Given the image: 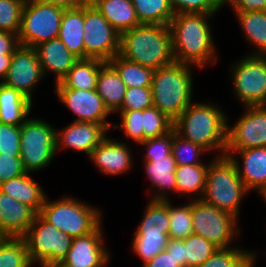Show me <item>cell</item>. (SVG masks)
<instances>
[{
    "label": "cell",
    "mask_w": 266,
    "mask_h": 267,
    "mask_svg": "<svg viewBox=\"0 0 266 267\" xmlns=\"http://www.w3.org/2000/svg\"><path fill=\"white\" fill-rule=\"evenodd\" d=\"M108 132L102 124L72 121L63 130L56 131V151L72 149L85 152L89 157L94 148L107 137Z\"/></svg>",
    "instance_id": "17"
},
{
    "label": "cell",
    "mask_w": 266,
    "mask_h": 267,
    "mask_svg": "<svg viewBox=\"0 0 266 267\" xmlns=\"http://www.w3.org/2000/svg\"><path fill=\"white\" fill-rule=\"evenodd\" d=\"M192 65L173 63L154 70L152 76L153 106L173 122L192 103Z\"/></svg>",
    "instance_id": "4"
},
{
    "label": "cell",
    "mask_w": 266,
    "mask_h": 267,
    "mask_svg": "<svg viewBox=\"0 0 266 267\" xmlns=\"http://www.w3.org/2000/svg\"><path fill=\"white\" fill-rule=\"evenodd\" d=\"M142 122L144 141L163 136L173 129V121L155 106L143 110Z\"/></svg>",
    "instance_id": "40"
},
{
    "label": "cell",
    "mask_w": 266,
    "mask_h": 267,
    "mask_svg": "<svg viewBox=\"0 0 266 267\" xmlns=\"http://www.w3.org/2000/svg\"><path fill=\"white\" fill-rule=\"evenodd\" d=\"M64 9H71L92 4V0H41Z\"/></svg>",
    "instance_id": "52"
},
{
    "label": "cell",
    "mask_w": 266,
    "mask_h": 267,
    "mask_svg": "<svg viewBox=\"0 0 266 267\" xmlns=\"http://www.w3.org/2000/svg\"><path fill=\"white\" fill-rule=\"evenodd\" d=\"M104 238L101 225L91 234L73 238L71 248L57 267H106L111 256Z\"/></svg>",
    "instance_id": "16"
},
{
    "label": "cell",
    "mask_w": 266,
    "mask_h": 267,
    "mask_svg": "<svg viewBox=\"0 0 266 267\" xmlns=\"http://www.w3.org/2000/svg\"><path fill=\"white\" fill-rule=\"evenodd\" d=\"M0 191L15 198L19 202L31 207L39 214L46 199V193L31 173H24L19 177L0 184Z\"/></svg>",
    "instance_id": "23"
},
{
    "label": "cell",
    "mask_w": 266,
    "mask_h": 267,
    "mask_svg": "<svg viewBox=\"0 0 266 267\" xmlns=\"http://www.w3.org/2000/svg\"><path fill=\"white\" fill-rule=\"evenodd\" d=\"M126 142L106 137L98 144L88 157L96 168L105 175L117 176L130 171L133 166L131 149Z\"/></svg>",
    "instance_id": "19"
},
{
    "label": "cell",
    "mask_w": 266,
    "mask_h": 267,
    "mask_svg": "<svg viewBox=\"0 0 266 267\" xmlns=\"http://www.w3.org/2000/svg\"><path fill=\"white\" fill-rule=\"evenodd\" d=\"M182 206H173L169 200V238L183 240L193 234L192 199Z\"/></svg>",
    "instance_id": "36"
},
{
    "label": "cell",
    "mask_w": 266,
    "mask_h": 267,
    "mask_svg": "<svg viewBox=\"0 0 266 267\" xmlns=\"http://www.w3.org/2000/svg\"><path fill=\"white\" fill-rule=\"evenodd\" d=\"M47 198L48 196L39 215L72 239L93 233L102 223V210L95 206L71 196H64L56 201Z\"/></svg>",
    "instance_id": "6"
},
{
    "label": "cell",
    "mask_w": 266,
    "mask_h": 267,
    "mask_svg": "<svg viewBox=\"0 0 266 267\" xmlns=\"http://www.w3.org/2000/svg\"><path fill=\"white\" fill-rule=\"evenodd\" d=\"M84 46L85 58L109 62L120 53L121 34L93 5H84Z\"/></svg>",
    "instance_id": "12"
},
{
    "label": "cell",
    "mask_w": 266,
    "mask_h": 267,
    "mask_svg": "<svg viewBox=\"0 0 266 267\" xmlns=\"http://www.w3.org/2000/svg\"><path fill=\"white\" fill-rule=\"evenodd\" d=\"M174 13L217 14L224 0H169Z\"/></svg>",
    "instance_id": "43"
},
{
    "label": "cell",
    "mask_w": 266,
    "mask_h": 267,
    "mask_svg": "<svg viewBox=\"0 0 266 267\" xmlns=\"http://www.w3.org/2000/svg\"><path fill=\"white\" fill-rule=\"evenodd\" d=\"M183 242L187 267H199L218 249L213 243L194 233L183 239Z\"/></svg>",
    "instance_id": "37"
},
{
    "label": "cell",
    "mask_w": 266,
    "mask_h": 267,
    "mask_svg": "<svg viewBox=\"0 0 266 267\" xmlns=\"http://www.w3.org/2000/svg\"><path fill=\"white\" fill-rule=\"evenodd\" d=\"M21 153L27 173L39 172L52 162L57 154L56 129L42 118H28L20 126Z\"/></svg>",
    "instance_id": "8"
},
{
    "label": "cell",
    "mask_w": 266,
    "mask_h": 267,
    "mask_svg": "<svg viewBox=\"0 0 266 267\" xmlns=\"http://www.w3.org/2000/svg\"><path fill=\"white\" fill-rule=\"evenodd\" d=\"M245 39L256 48L251 55H266V11H234Z\"/></svg>",
    "instance_id": "30"
},
{
    "label": "cell",
    "mask_w": 266,
    "mask_h": 267,
    "mask_svg": "<svg viewBox=\"0 0 266 267\" xmlns=\"http://www.w3.org/2000/svg\"><path fill=\"white\" fill-rule=\"evenodd\" d=\"M121 117V124H113L115 129H123L126 139H131L136 144L144 141V130L142 122L143 110L116 111Z\"/></svg>",
    "instance_id": "42"
},
{
    "label": "cell",
    "mask_w": 266,
    "mask_h": 267,
    "mask_svg": "<svg viewBox=\"0 0 266 267\" xmlns=\"http://www.w3.org/2000/svg\"><path fill=\"white\" fill-rule=\"evenodd\" d=\"M184 248L185 245L183 240L172 238L169 239L168 245L166 246V250L169 252V255H172V257L180 267H187Z\"/></svg>",
    "instance_id": "49"
},
{
    "label": "cell",
    "mask_w": 266,
    "mask_h": 267,
    "mask_svg": "<svg viewBox=\"0 0 266 267\" xmlns=\"http://www.w3.org/2000/svg\"><path fill=\"white\" fill-rule=\"evenodd\" d=\"M103 63L104 61L95 58H79L55 87L96 90L99 70Z\"/></svg>",
    "instance_id": "28"
},
{
    "label": "cell",
    "mask_w": 266,
    "mask_h": 267,
    "mask_svg": "<svg viewBox=\"0 0 266 267\" xmlns=\"http://www.w3.org/2000/svg\"><path fill=\"white\" fill-rule=\"evenodd\" d=\"M208 153L206 149L198 144L183 139L179 136L173 128V143H172V155L176 161V165H191V164H209L200 161V157L203 154Z\"/></svg>",
    "instance_id": "38"
},
{
    "label": "cell",
    "mask_w": 266,
    "mask_h": 267,
    "mask_svg": "<svg viewBox=\"0 0 266 267\" xmlns=\"http://www.w3.org/2000/svg\"><path fill=\"white\" fill-rule=\"evenodd\" d=\"M32 105L19 91L0 82V123L21 126L29 118Z\"/></svg>",
    "instance_id": "26"
},
{
    "label": "cell",
    "mask_w": 266,
    "mask_h": 267,
    "mask_svg": "<svg viewBox=\"0 0 266 267\" xmlns=\"http://www.w3.org/2000/svg\"><path fill=\"white\" fill-rule=\"evenodd\" d=\"M257 252L240 247L218 248L199 267H254Z\"/></svg>",
    "instance_id": "33"
},
{
    "label": "cell",
    "mask_w": 266,
    "mask_h": 267,
    "mask_svg": "<svg viewBox=\"0 0 266 267\" xmlns=\"http://www.w3.org/2000/svg\"><path fill=\"white\" fill-rule=\"evenodd\" d=\"M27 173L20 155H0V184Z\"/></svg>",
    "instance_id": "47"
},
{
    "label": "cell",
    "mask_w": 266,
    "mask_h": 267,
    "mask_svg": "<svg viewBox=\"0 0 266 267\" xmlns=\"http://www.w3.org/2000/svg\"><path fill=\"white\" fill-rule=\"evenodd\" d=\"M214 14L175 13L169 24L176 63L198 68L216 64L217 53L209 19Z\"/></svg>",
    "instance_id": "1"
},
{
    "label": "cell",
    "mask_w": 266,
    "mask_h": 267,
    "mask_svg": "<svg viewBox=\"0 0 266 267\" xmlns=\"http://www.w3.org/2000/svg\"><path fill=\"white\" fill-rule=\"evenodd\" d=\"M109 63L115 68L126 88L151 87L154 70L129 61L120 54L115 55Z\"/></svg>",
    "instance_id": "32"
},
{
    "label": "cell",
    "mask_w": 266,
    "mask_h": 267,
    "mask_svg": "<svg viewBox=\"0 0 266 267\" xmlns=\"http://www.w3.org/2000/svg\"><path fill=\"white\" fill-rule=\"evenodd\" d=\"M142 267H180L172 255L165 249L159 252L153 259L142 265Z\"/></svg>",
    "instance_id": "51"
},
{
    "label": "cell",
    "mask_w": 266,
    "mask_h": 267,
    "mask_svg": "<svg viewBox=\"0 0 266 267\" xmlns=\"http://www.w3.org/2000/svg\"><path fill=\"white\" fill-rule=\"evenodd\" d=\"M64 8L41 0H26L21 14L19 44L35 47L58 37Z\"/></svg>",
    "instance_id": "9"
},
{
    "label": "cell",
    "mask_w": 266,
    "mask_h": 267,
    "mask_svg": "<svg viewBox=\"0 0 266 267\" xmlns=\"http://www.w3.org/2000/svg\"><path fill=\"white\" fill-rule=\"evenodd\" d=\"M23 238L0 237V267H31Z\"/></svg>",
    "instance_id": "35"
},
{
    "label": "cell",
    "mask_w": 266,
    "mask_h": 267,
    "mask_svg": "<svg viewBox=\"0 0 266 267\" xmlns=\"http://www.w3.org/2000/svg\"><path fill=\"white\" fill-rule=\"evenodd\" d=\"M172 143L173 129L163 136L147 139L138 145H142L147 149L144 158H166L171 154Z\"/></svg>",
    "instance_id": "46"
},
{
    "label": "cell",
    "mask_w": 266,
    "mask_h": 267,
    "mask_svg": "<svg viewBox=\"0 0 266 267\" xmlns=\"http://www.w3.org/2000/svg\"><path fill=\"white\" fill-rule=\"evenodd\" d=\"M96 91L111 114L121 107L126 85L109 62H104L100 67Z\"/></svg>",
    "instance_id": "27"
},
{
    "label": "cell",
    "mask_w": 266,
    "mask_h": 267,
    "mask_svg": "<svg viewBox=\"0 0 266 267\" xmlns=\"http://www.w3.org/2000/svg\"><path fill=\"white\" fill-rule=\"evenodd\" d=\"M36 215L31 207L0 191V237L22 238Z\"/></svg>",
    "instance_id": "20"
},
{
    "label": "cell",
    "mask_w": 266,
    "mask_h": 267,
    "mask_svg": "<svg viewBox=\"0 0 266 267\" xmlns=\"http://www.w3.org/2000/svg\"><path fill=\"white\" fill-rule=\"evenodd\" d=\"M208 167L209 164L177 165L175 194L194 196L191 198L194 200L201 199L205 190Z\"/></svg>",
    "instance_id": "29"
},
{
    "label": "cell",
    "mask_w": 266,
    "mask_h": 267,
    "mask_svg": "<svg viewBox=\"0 0 266 267\" xmlns=\"http://www.w3.org/2000/svg\"><path fill=\"white\" fill-rule=\"evenodd\" d=\"M239 219L201 199H192L193 233L204 237L218 248L231 247L240 234ZM235 238V239H234Z\"/></svg>",
    "instance_id": "10"
},
{
    "label": "cell",
    "mask_w": 266,
    "mask_h": 267,
    "mask_svg": "<svg viewBox=\"0 0 266 267\" xmlns=\"http://www.w3.org/2000/svg\"><path fill=\"white\" fill-rule=\"evenodd\" d=\"M84 6L65 9L61 19L58 37L78 58H85Z\"/></svg>",
    "instance_id": "24"
},
{
    "label": "cell",
    "mask_w": 266,
    "mask_h": 267,
    "mask_svg": "<svg viewBox=\"0 0 266 267\" xmlns=\"http://www.w3.org/2000/svg\"><path fill=\"white\" fill-rule=\"evenodd\" d=\"M55 93L59 101L75 114L73 121L102 124L108 131L113 128L114 123L107 120L111 114L96 90L55 88Z\"/></svg>",
    "instance_id": "15"
},
{
    "label": "cell",
    "mask_w": 266,
    "mask_h": 267,
    "mask_svg": "<svg viewBox=\"0 0 266 267\" xmlns=\"http://www.w3.org/2000/svg\"><path fill=\"white\" fill-rule=\"evenodd\" d=\"M31 263L41 267H57L71 248L72 238L46 222L39 214L22 237Z\"/></svg>",
    "instance_id": "7"
},
{
    "label": "cell",
    "mask_w": 266,
    "mask_h": 267,
    "mask_svg": "<svg viewBox=\"0 0 266 267\" xmlns=\"http://www.w3.org/2000/svg\"><path fill=\"white\" fill-rule=\"evenodd\" d=\"M249 192L230 156L224 154L209 161L205 190L201 198L203 202L239 219L241 202Z\"/></svg>",
    "instance_id": "5"
},
{
    "label": "cell",
    "mask_w": 266,
    "mask_h": 267,
    "mask_svg": "<svg viewBox=\"0 0 266 267\" xmlns=\"http://www.w3.org/2000/svg\"><path fill=\"white\" fill-rule=\"evenodd\" d=\"M169 239V234L134 235L131 248L142 259L144 265L159 252L166 249Z\"/></svg>",
    "instance_id": "39"
},
{
    "label": "cell",
    "mask_w": 266,
    "mask_h": 267,
    "mask_svg": "<svg viewBox=\"0 0 266 267\" xmlns=\"http://www.w3.org/2000/svg\"><path fill=\"white\" fill-rule=\"evenodd\" d=\"M260 196L263 198V201H264L265 204H266V190L263 191V192L260 194Z\"/></svg>",
    "instance_id": "54"
},
{
    "label": "cell",
    "mask_w": 266,
    "mask_h": 267,
    "mask_svg": "<svg viewBox=\"0 0 266 267\" xmlns=\"http://www.w3.org/2000/svg\"><path fill=\"white\" fill-rule=\"evenodd\" d=\"M134 235L169 234V200L150 199Z\"/></svg>",
    "instance_id": "31"
},
{
    "label": "cell",
    "mask_w": 266,
    "mask_h": 267,
    "mask_svg": "<svg viewBox=\"0 0 266 267\" xmlns=\"http://www.w3.org/2000/svg\"><path fill=\"white\" fill-rule=\"evenodd\" d=\"M141 24L169 25L175 15L169 0H132Z\"/></svg>",
    "instance_id": "34"
},
{
    "label": "cell",
    "mask_w": 266,
    "mask_h": 267,
    "mask_svg": "<svg viewBox=\"0 0 266 267\" xmlns=\"http://www.w3.org/2000/svg\"><path fill=\"white\" fill-rule=\"evenodd\" d=\"M20 126L0 123V155H20Z\"/></svg>",
    "instance_id": "45"
},
{
    "label": "cell",
    "mask_w": 266,
    "mask_h": 267,
    "mask_svg": "<svg viewBox=\"0 0 266 267\" xmlns=\"http://www.w3.org/2000/svg\"><path fill=\"white\" fill-rule=\"evenodd\" d=\"M92 4L120 34L141 25L132 0H92Z\"/></svg>",
    "instance_id": "25"
},
{
    "label": "cell",
    "mask_w": 266,
    "mask_h": 267,
    "mask_svg": "<svg viewBox=\"0 0 266 267\" xmlns=\"http://www.w3.org/2000/svg\"><path fill=\"white\" fill-rule=\"evenodd\" d=\"M119 54L153 70L175 63L169 25L141 24L123 32Z\"/></svg>",
    "instance_id": "3"
},
{
    "label": "cell",
    "mask_w": 266,
    "mask_h": 267,
    "mask_svg": "<svg viewBox=\"0 0 266 267\" xmlns=\"http://www.w3.org/2000/svg\"><path fill=\"white\" fill-rule=\"evenodd\" d=\"M26 0H0V30L18 35Z\"/></svg>",
    "instance_id": "41"
},
{
    "label": "cell",
    "mask_w": 266,
    "mask_h": 267,
    "mask_svg": "<svg viewBox=\"0 0 266 267\" xmlns=\"http://www.w3.org/2000/svg\"><path fill=\"white\" fill-rule=\"evenodd\" d=\"M12 54H0V81L2 82L8 73L11 65Z\"/></svg>",
    "instance_id": "53"
},
{
    "label": "cell",
    "mask_w": 266,
    "mask_h": 267,
    "mask_svg": "<svg viewBox=\"0 0 266 267\" xmlns=\"http://www.w3.org/2000/svg\"><path fill=\"white\" fill-rule=\"evenodd\" d=\"M244 109L245 113L231 127L227 117L226 150L266 147V105Z\"/></svg>",
    "instance_id": "13"
},
{
    "label": "cell",
    "mask_w": 266,
    "mask_h": 267,
    "mask_svg": "<svg viewBox=\"0 0 266 267\" xmlns=\"http://www.w3.org/2000/svg\"><path fill=\"white\" fill-rule=\"evenodd\" d=\"M34 48L44 76L47 73H53L56 79L55 84L61 81L79 59L59 38L42 42Z\"/></svg>",
    "instance_id": "21"
},
{
    "label": "cell",
    "mask_w": 266,
    "mask_h": 267,
    "mask_svg": "<svg viewBox=\"0 0 266 267\" xmlns=\"http://www.w3.org/2000/svg\"><path fill=\"white\" fill-rule=\"evenodd\" d=\"M183 139L200 145L208 152L225 154L227 116L213 103L192 102L173 122Z\"/></svg>",
    "instance_id": "2"
},
{
    "label": "cell",
    "mask_w": 266,
    "mask_h": 267,
    "mask_svg": "<svg viewBox=\"0 0 266 267\" xmlns=\"http://www.w3.org/2000/svg\"><path fill=\"white\" fill-rule=\"evenodd\" d=\"M144 162V170H146V175L154 189L153 192L151 190L149 193L150 195L153 194L150 199L170 200L168 195L171 192L175 193V170L177 166L172 153L166 158H144Z\"/></svg>",
    "instance_id": "22"
},
{
    "label": "cell",
    "mask_w": 266,
    "mask_h": 267,
    "mask_svg": "<svg viewBox=\"0 0 266 267\" xmlns=\"http://www.w3.org/2000/svg\"><path fill=\"white\" fill-rule=\"evenodd\" d=\"M233 11H266V0H224Z\"/></svg>",
    "instance_id": "48"
},
{
    "label": "cell",
    "mask_w": 266,
    "mask_h": 267,
    "mask_svg": "<svg viewBox=\"0 0 266 267\" xmlns=\"http://www.w3.org/2000/svg\"><path fill=\"white\" fill-rule=\"evenodd\" d=\"M225 154L234 161L239 177L250 192L258 190L260 195L266 190V147L226 150ZM236 154L241 157L242 166Z\"/></svg>",
    "instance_id": "18"
},
{
    "label": "cell",
    "mask_w": 266,
    "mask_h": 267,
    "mask_svg": "<svg viewBox=\"0 0 266 267\" xmlns=\"http://www.w3.org/2000/svg\"><path fill=\"white\" fill-rule=\"evenodd\" d=\"M43 77L35 48L20 45L12 54L11 65L2 83L16 89L32 102L33 90Z\"/></svg>",
    "instance_id": "14"
},
{
    "label": "cell",
    "mask_w": 266,
    "mask_h": 267,
    "mask_svg": "<svg viewBox=\"0 0 266 267\" xmlns=\"http://www.w3.org/2000/svg\"><path fill=\"white\" fill-rule=\"evenodd\" d=\"M19 46L18 35L0 30V54H13Z\"/></svg>",
    "instance_id": "50"
},
{
    "label": "cell",
    "mask_w": 266,
    "mask_h": 267,
    "mask_svg": "<svg viewBox=\"0 0 266 267\" xmlns=\"http://www.w3.org/2000/svg\"><path fill=\"white\" fill-rule=\"evenodd\" d=\"M242 58L230 70L235 96L243 107L266 105V55Z\"/></svg>",
    "instance_id": "11"
},
{
    "label": "cell",
    "mask_w": 266,
    "mask_h": 267,
    "mask_svg": "<svg viewBox=\"0 0 266 267\" xmlns=\"http://www.w3.org/2000/svg\"><path fill=\"white\" fill-rule=\"evenodd\" d=\"M153 106L151 87L126 88L123 103L117 111L144 110Z\"/></svg>",
    "instance_id": "44"
}]
</instances>
